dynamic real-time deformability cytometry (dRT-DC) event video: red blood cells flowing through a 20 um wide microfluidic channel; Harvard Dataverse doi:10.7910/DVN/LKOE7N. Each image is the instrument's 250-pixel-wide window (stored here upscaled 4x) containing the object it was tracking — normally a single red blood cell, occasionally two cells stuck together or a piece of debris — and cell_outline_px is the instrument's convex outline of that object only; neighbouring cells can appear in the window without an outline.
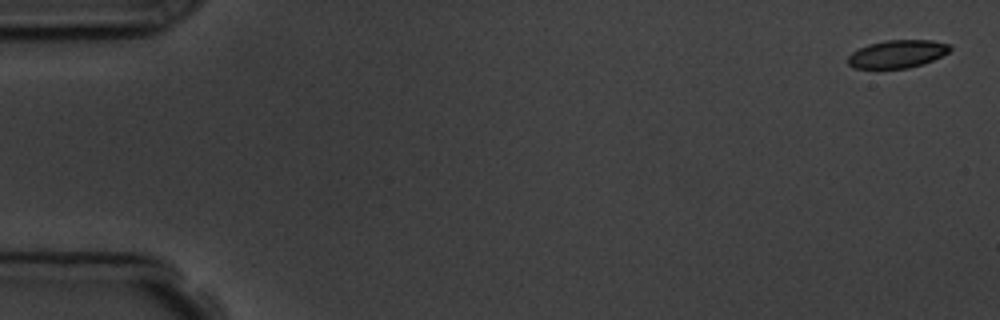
{"species": "common noctule bat (a hibernating species)", "species_latin": "Nyctalus noctula", "temperature_condition": "room temperature", "stored_images_in_passage": 5, "camera_frame_rate_fps": 3000, "um_per_image_px": 0.085, "animal": {"sex": "male", "body_mass_g": 19.5, "forearm_length_mm": 54.6}, "frame": {"image": 1, "passage_image": 1, "time_ms": 0.0, "image_size_px": [1000, 320], "cell_outline_px": [[952, 48], [948, 52], [932, 60], [908, 68], [852, 68], [848, 64], [848, 56], [852, 52], [868, 44], [884, 40], [932, 40], [952, 44]], "centroid_in_image_um": [76.27, 4.57], "position_along_channel_um": 8.7, "area_um2": 16.53}}